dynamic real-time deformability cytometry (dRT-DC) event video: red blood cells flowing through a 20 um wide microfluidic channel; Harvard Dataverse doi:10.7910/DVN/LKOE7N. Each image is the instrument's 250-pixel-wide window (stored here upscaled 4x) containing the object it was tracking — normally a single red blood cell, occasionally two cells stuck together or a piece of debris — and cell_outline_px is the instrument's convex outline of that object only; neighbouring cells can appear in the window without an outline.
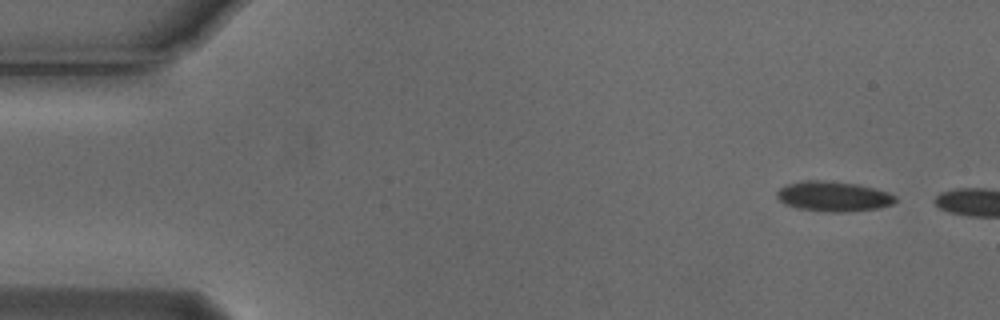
{"species": "Egyptian fruit bat (a non-hibernating species)", "species_latin": "Rousettus aegyptiacus", "temperature_condition": "cold", "stored_images_in_passage": 2, "camera_frame_rate_fps": 3000, "um_per_image_px": 0.085, "animal": {"sex": "male"}, "frame": {"image": 1, "passage_image": 1, "time_ms": 0.0, "image_size_px": [1000, 320], "cell_outline_px": [[896, 200], [892, 204], [880, 208], [852, 212], [828, 212], [796, 208], [784, 204], [776, 196], [776, 192], [780, 188], [788, 184], [800, 180], [824, 180], [860, 184], [876, 188], [888, 192], [896, 196]], "centroid_in_image_um": [70.85, 16.69], "position_along_channel_um": 14.2, "area_um2": 21.15}}